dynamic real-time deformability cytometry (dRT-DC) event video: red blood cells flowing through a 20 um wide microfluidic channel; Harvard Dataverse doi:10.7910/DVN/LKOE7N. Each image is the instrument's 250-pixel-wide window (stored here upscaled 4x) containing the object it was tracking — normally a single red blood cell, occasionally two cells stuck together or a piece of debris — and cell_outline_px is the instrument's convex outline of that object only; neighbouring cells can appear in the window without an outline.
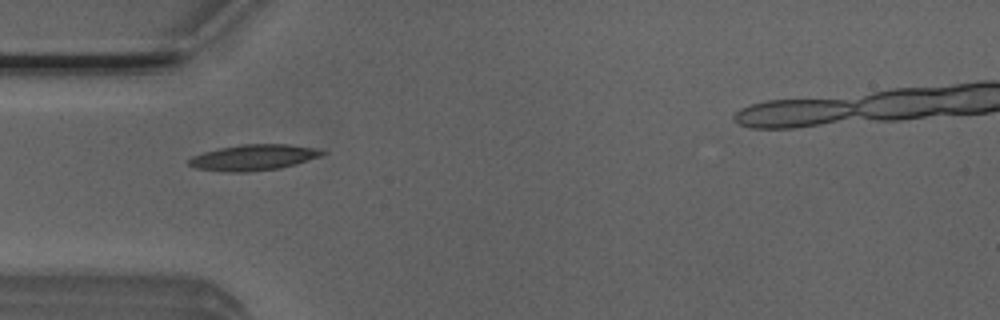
{"species": "Egyptian fruit bat (a non-hibernating species)", "species_latin": "Rousettus aegyptiacus", "temperature_condition": "room temperature", "stored_images_in_passage": 4, "camera_frame_rate_fps": 3000, "um_per_image_px": 0.085, "animal": {"sex": "male"}, "frame": {"image": 1, "passage_image": 2, "time_ms": 0.333, "image_size_px": [1000, 320], "cell_outline_px": [[328, 152], [320, 156], [296, 164], [280, 168], [248, 172], [228, 172], [192, 168], [188, 164], [188, 160], [192, 156], [204, 152], [220, 148], [240, 144], [288, 144], [312, 148]], "centroid_in_image_um": [21.5, 13.39], "position_along_channel_um": 63.5, "area_um2": 20.06}}